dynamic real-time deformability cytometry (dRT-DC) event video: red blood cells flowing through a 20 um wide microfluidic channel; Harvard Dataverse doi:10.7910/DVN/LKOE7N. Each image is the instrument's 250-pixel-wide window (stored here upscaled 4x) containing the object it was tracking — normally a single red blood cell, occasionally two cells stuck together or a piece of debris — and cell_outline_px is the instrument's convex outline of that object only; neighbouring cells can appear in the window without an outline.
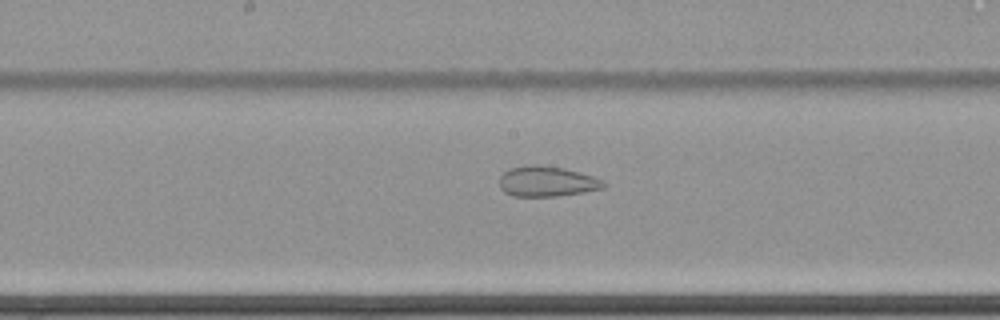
{"species": "common noctule bat (a hibernating species)", "species_latin": "Nyctalus noctula", "temperature_condition": "cold", "stored_images_in_passage": 62, "segment_of_instrument_passage": [2, 2], "camera_frame_rate_fps": 3000, "um_per_image_px": 0.085, "animal": {"sex": "female", "body_mass_g": 22.7, "forearm_length_mm": 54.2}, "frame": {"image": 1, "passage_image": 35, "time_ms": 11.333, "image_size_px": [1000, 320], "cell_outline_px": [[608, 184], [604, 188], [584, 192], [556, 196], [512, 196], [504, 192], [500, 188], [500, 176], [504, 172], [512, 168], [532, 164], [536, 164], [564, 168], [592, 176], [604, 180]], "centroid_in_image_um": [46.51, 15.42], "position_along_channel_um": 201.7, "area_um2": 18.44}}
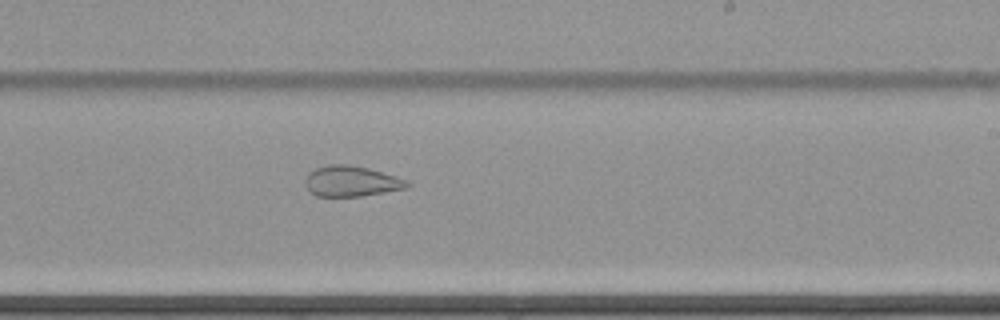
{"frame": {"image": 2, "passage_image": 40, "time_ms": 13.0, "image_size_px": [1000, 320], "cell_outline_px": [[412, 184], [408, 188], [360, 196], [316, 196], [304, 184], [304, 180], [308, 172], [316, 168], [328, 164], [348, 164], [368, 168], [396, 176], [408, 180]], "centroid_in_image_um": [29.87, 15.39], "position_along_channel_um": 259.1, "area_um2": 18.26}}
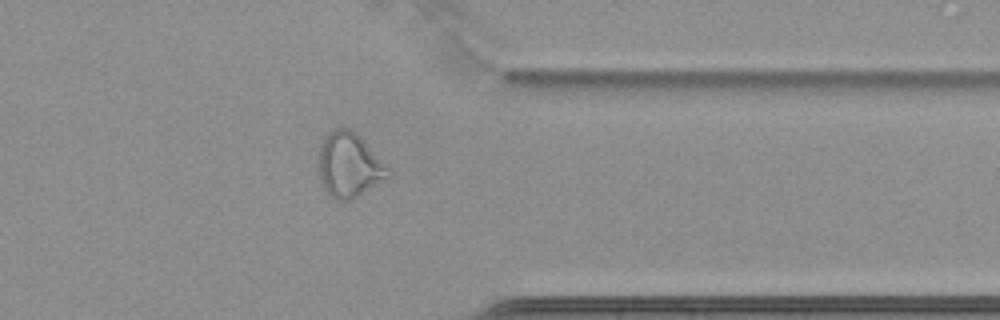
{"frame": {"image": 3, "passage_image": 51, "time_ms": 16.667, "image_size_px": [1000, 320], "cell_outline_px": [[392, 176], [356, 196], [348, 200], [336, 200], [328, 196], [320, 184], [316, 164], [320, 144], [328, 132], [332, 128], [348, 128], [356, 132], [360, 136], [392, 172]], "centroid_in_image_um": [29.61, 14.03], "position_along_channel_um": 381.8, "area_um2": 26.65}}